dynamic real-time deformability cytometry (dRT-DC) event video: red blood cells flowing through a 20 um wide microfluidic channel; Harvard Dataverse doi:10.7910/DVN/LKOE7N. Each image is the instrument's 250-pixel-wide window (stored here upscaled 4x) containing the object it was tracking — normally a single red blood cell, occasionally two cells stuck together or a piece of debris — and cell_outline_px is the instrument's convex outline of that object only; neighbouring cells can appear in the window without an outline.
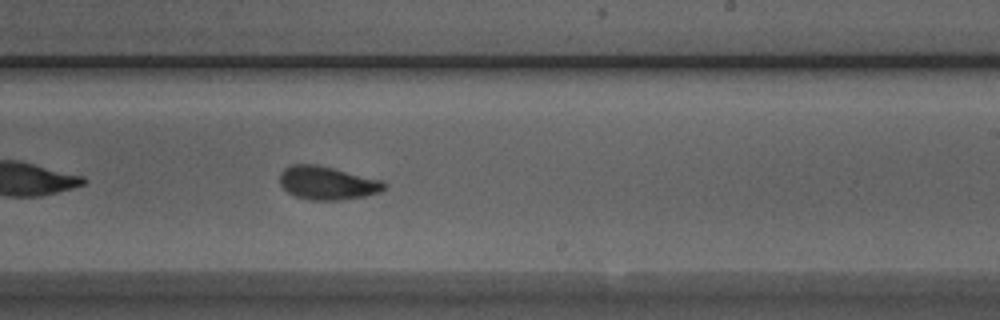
{"species": "Egyptian fruit bat (a non-hibernating species)", "species_latin": "Rousettus aegyptiacus", "temperature_condition": "room temperature", "stored_images_in_passage": 39, "camera_frame_rate_fps": 3000, "um_per_image_px": 0.085, "animal": {"sex": "male"}, "frame": {"image": 1, "passage_image": 17, "time_ms": 5.333, "image_size_px": [1000, 320], "cell_outline_px": [[388, 184], [380, 192], [364, 196], [340, 200], [312, 200], [296, 196], [288, 192], [280, 184], [280, 172], [284, 168], [292, 164], [316, 164], [384, 180]], "centroid_in_image_um": [27.84, 15.54], "position_along_channel_um": 261.2, "area_um2": 20.35}, "authors_computed_cell_mechanics": {"area_um2": 20.3456, "velocity_mm_per_s": 3.8586, "shape_relaxation_time_tau1_ms": 3.2259, "shape_relaxation_time_tau2_ms": 0.9436, "deformation_change_tau1": 0.1113, "deformation_change_tau2": 0.0511}}